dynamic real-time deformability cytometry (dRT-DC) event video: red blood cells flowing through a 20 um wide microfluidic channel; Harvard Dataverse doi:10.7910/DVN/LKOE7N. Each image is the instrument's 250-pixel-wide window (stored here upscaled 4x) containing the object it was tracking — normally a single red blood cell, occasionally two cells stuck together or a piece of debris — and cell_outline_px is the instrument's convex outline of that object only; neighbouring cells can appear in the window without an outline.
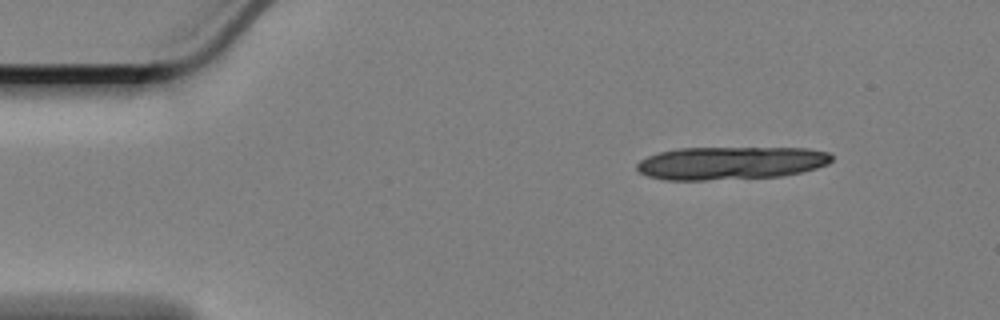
{"species": "Egyptian fruit bat (a non-hibernating species)", "species_latin": "Rousettus aegyptiacus", "temperature_condition": "cold", "stored_images_in_passage": 11, "camera_frame_rate_fps": 3000, "um_per_image_px": 0.085, "animal": {"sex": "female"}, "frame": {"image": 1, "passage_image": 1, "time_ms": 0.0, "image_size_px": [1000, 320], "cell_outline_px": [[832, 160], [828, 164], [816, 168], [800, 172], [780, 176], [704, 180], [664, 180], [648, 176], [640, 172], [636, 168], [636, 164], [640, 160], [648, 156], [660, 152], [676, 148], [808, 148], [828, 152], [832, 156]], "centroid_in_image_um": [62.09, 13.85], "position_along_channel_um": 22.9, "area_um2": 37.4}}